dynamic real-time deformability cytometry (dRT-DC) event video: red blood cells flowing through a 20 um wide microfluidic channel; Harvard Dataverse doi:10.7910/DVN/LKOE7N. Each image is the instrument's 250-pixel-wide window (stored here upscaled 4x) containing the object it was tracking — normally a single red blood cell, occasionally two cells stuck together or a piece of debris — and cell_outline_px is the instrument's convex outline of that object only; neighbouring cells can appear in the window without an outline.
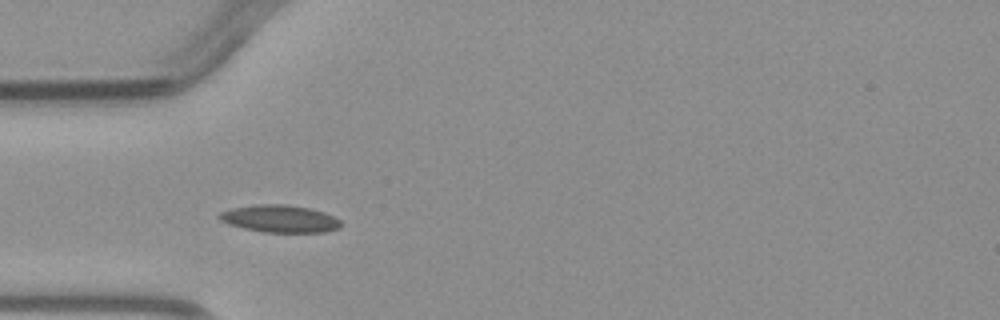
{"species": "common noctule bat (a hibernating species)", "species_latin": "Nyctalus noctula", "temperature_condition": "warm", "stored_images_in_passage": 3, "camera_frame_rate_fps": 3000, "um_per_image_px": 0.085, "animal": {"sex": "male", "body_mass_g": 23.1, "forearm_length_mm": 52.7}, "frame": {"image": 1, "passage_image": 2, "time_ms": 1.333, "image_size_px": [1000, 320], "cell_outline_px": [[344, 224], [340, 228], [328, 232], [264, 232], [244, 228], [228, 224], [220, 220], [216, 216], [220, 212], [232, 208], [256, 204], [288, 204], [308, 208], [324, 212], [340, 220]], "centroid_in_image_um": [23.8, 18.59], "position_along_channel_um": 61.2, "area_um2": 19.54}}
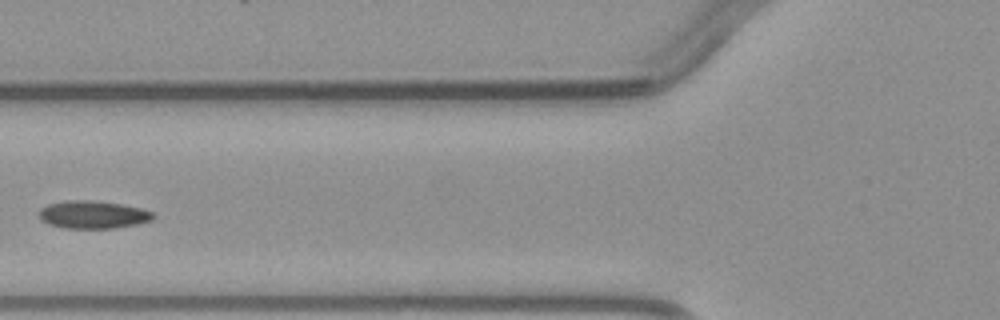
{"frame": {"image": 2, "passage_image": 3, "time_ms": 2.667, "image_size_px": [1000, 320], "cell_outline_px": [[156, 216], [152, 220], [136, 224], [116, 228], [64, 228], [48, 224], [40, 220], [40, 208], [48, 204], [68, 200], [92, 200], [120, 204], [140, 208], [152, 212]], "centroid_in_image_um": [7.89, 18.25], "position_along_channel_um": 117.9, "area_um2": 18.44}}